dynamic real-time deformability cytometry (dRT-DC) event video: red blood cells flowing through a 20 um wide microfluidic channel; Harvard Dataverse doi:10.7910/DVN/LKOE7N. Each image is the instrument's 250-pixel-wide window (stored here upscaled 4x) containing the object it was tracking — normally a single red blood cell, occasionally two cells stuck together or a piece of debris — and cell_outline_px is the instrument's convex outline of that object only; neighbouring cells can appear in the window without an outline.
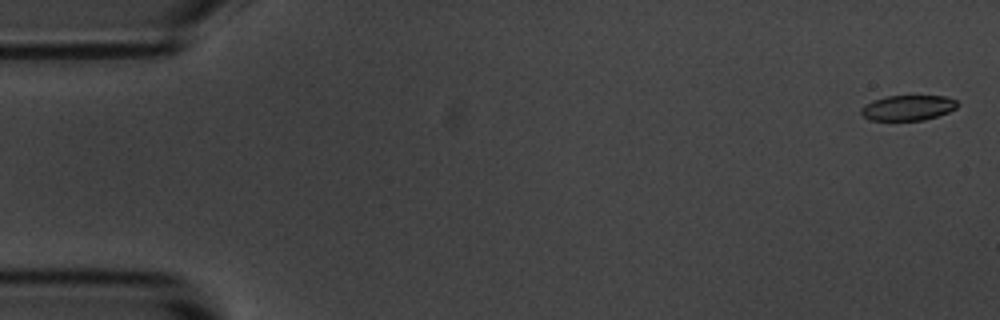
{"species": "common noctule bat (a hibernating species)", "species_latin": "Nyctalus noctula", "temperature_condition": "room temperature", "stored_images_in_passage": 5, "camera_frame_rate_fps": 3000, "um_per_image_px": 0.085, "animal": {"sex": "male", "body_mass_g": 20.1, "forearm_length_mm": 53.5}, "frame": {"image": 1, "passage_image": 1, "time_ms": 0.0, "image_size_px": [1000, 320], "cell_outline_px": [[960, 104], [956, 108], [948, 112], [924, 120], [868, 120], [860, 112], [860, 108], [872, 100], [888, 96], [944, 96], [956, 100]], "centroid_in_image_um": [77.17, 9.16], "position_along_channel_um": 7.8, "area_um2": 14.16}}
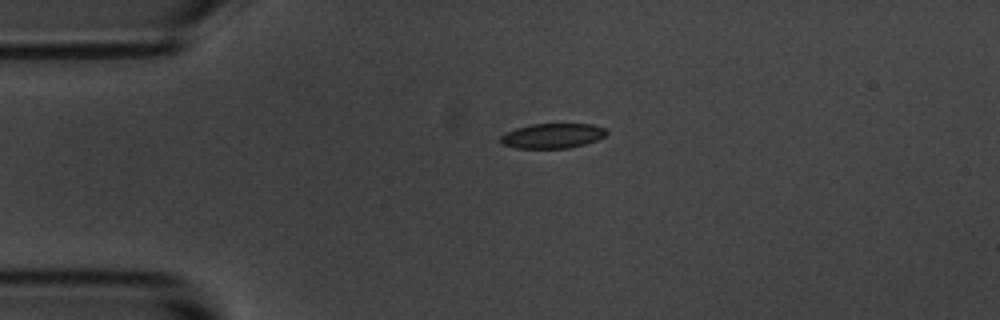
{"frame": {"image": 2, "passage_image": 4, "time_ms": 3.667, "image_size_px": [1000, 320], "cell_outline_px": [[608, 132], [604, 136], [596, 140], [584, 144], [568, 148], [516, 148], [500, 144], [500, 136], [516, 128], [532, 124], [592, 124], [604, 128]], "centroid_in_image_um": [46.94, 11.55], "position_along_channel_um": 38.1, "area_um2": 15.26}}